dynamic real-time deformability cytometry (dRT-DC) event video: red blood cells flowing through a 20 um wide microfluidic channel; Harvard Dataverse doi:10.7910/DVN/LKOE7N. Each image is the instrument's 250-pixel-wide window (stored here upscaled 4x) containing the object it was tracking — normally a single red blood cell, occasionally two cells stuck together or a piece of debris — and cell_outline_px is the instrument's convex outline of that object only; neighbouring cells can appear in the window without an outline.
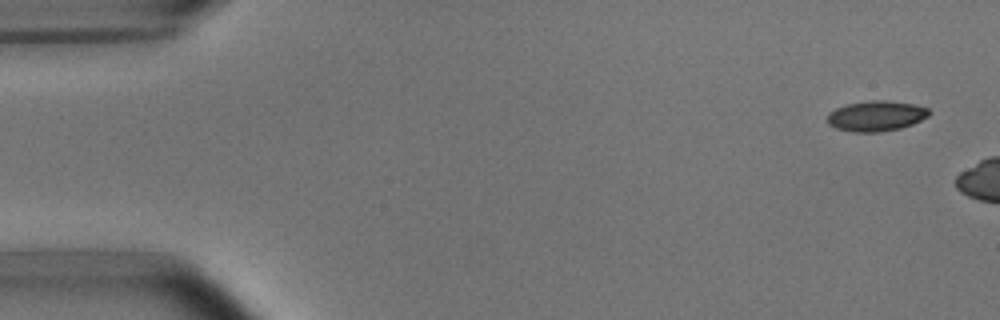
{"species": "common noctule bat (a hibernating species)", "species_latin": "Nyctalus noctula", "temperature_condition": "room temperature", "stored_images_in_passage": 9, "camera_frame_rate_fps": 3000, "um_per_image_px": 0.085, "animal": {"sex": "male", "body_mass_g": 15.6}, "frame": {"image": 1, "passage_image": 1, "time_ms": 0.0, "image_size_px": [1000, 320], "cell_outline_px": [[928, 116], [912, 124], [900, 128], [876, 132], [852, 132], [836, 128], [828, 124], [828, 112], [836, 108], [848, 104], [868, 100], [884, 100], [916, 104], [928, 108]], "centroid_in_image_um": [74.45, 9.85], "position_along_channel_um": 10.6, "area_um2": 17.92}}